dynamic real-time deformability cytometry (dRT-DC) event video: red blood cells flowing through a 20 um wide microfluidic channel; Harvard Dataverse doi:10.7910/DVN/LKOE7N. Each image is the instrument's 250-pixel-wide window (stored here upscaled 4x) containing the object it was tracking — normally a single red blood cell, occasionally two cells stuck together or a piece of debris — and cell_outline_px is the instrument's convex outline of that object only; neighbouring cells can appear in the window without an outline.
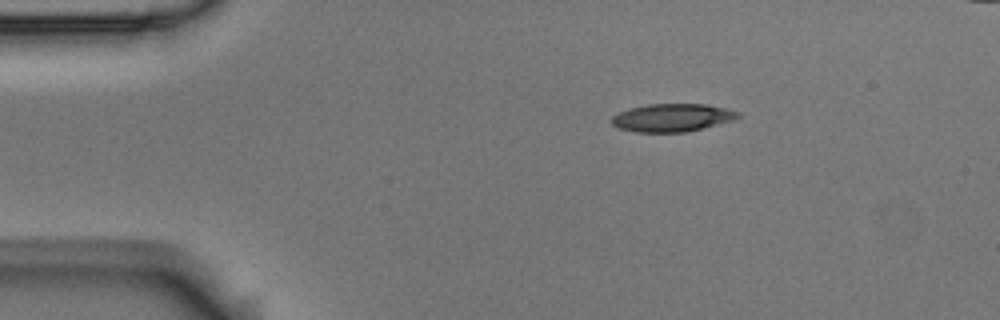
{"species": "Egyptian fruit bat (a non-hibernating species)", "species_latin": "Rousettus aegyptiacus", "temperature_condition": "room temperature", "stored_images_in_passage": 3, "camera_frame_rate_fps": 3000, "um_per_image_px": 0.085, "animal": {"sex": "male"}, "frame": {"image": 1, "passage_image": 1, "time_ms": 0.0, "image_size_px": [1000, 320], "cell_outline_px": [[740, 116], [732, 120], [688, 132], [636, 132], [620, 128], [612, 124], [608, 120], [612, 116], [620, 112], [632, 108], [648, 104], [704, 104], [724, 108], [740, 112]], "centroid_in_image_um": [57.11, 10.0], "position_along_channel_um": 27.9, "area_um2": 20.4}}
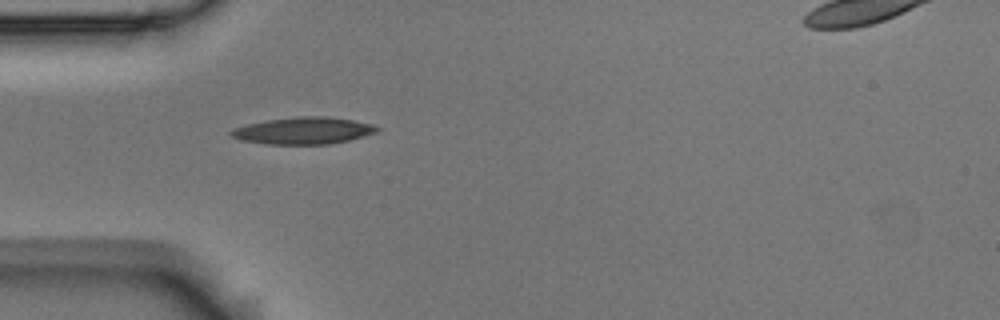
{"frame": {"image": 2, "passage_image": 3, "time_ms": 0.667, "image_size_px": [1000, 320], "cell_outline_px": [[380, 132], [348, 140], [328, 144], [268, 144], [240, 140], [232, 136], [228, 132], [232, 128], [248, 124], [268, 120], [300, 116], [324, 116], [352, 120], [372, 124], [380, 128]], "centroid_in_image_um": [25.8, 11.11], "position_along_channel_um": 59.2, "area_um2": 22.83}}